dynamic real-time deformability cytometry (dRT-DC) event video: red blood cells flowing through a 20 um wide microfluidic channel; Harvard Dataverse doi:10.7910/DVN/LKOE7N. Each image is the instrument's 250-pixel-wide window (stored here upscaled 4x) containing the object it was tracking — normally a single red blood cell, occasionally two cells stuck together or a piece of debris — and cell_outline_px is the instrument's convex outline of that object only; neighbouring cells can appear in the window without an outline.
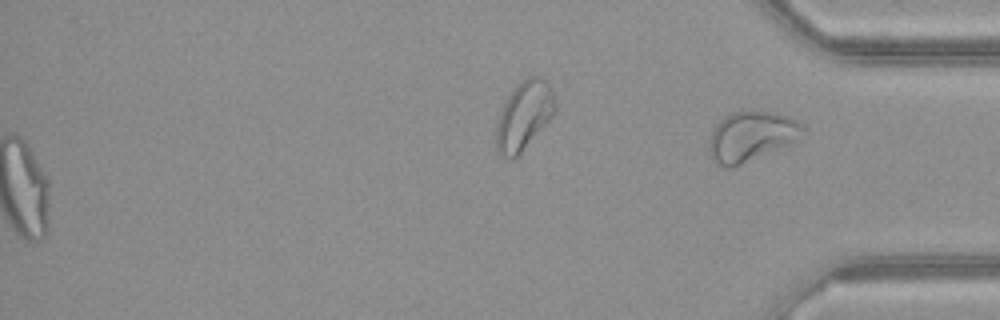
{"species": "common noctule bat (a hibernating species)", "species_latin": "Nyctalus noctula", "temperature_condition": "warm", "stored_images_in_passage": 40, "segment_of_instrument_passage": [2, 2], "camera_frame_rate_fps": 3000, "um_per_image_px": 0.085, "animal": {"sex": "female", "body_mass_g": 21.9}, "frame": {"image": 1, "passage_image": 40, "time_ms": 13.0, "image_size_px": [1000, 320], "cell_outline_px": [[808, 132], [788, 144], [740, 164], [728, 168], [716, 164], [712, 160], [708, 152], [712, 132], [716, 124], [724, 116], [740, 108], [768, 112], [788, 116], [796, 120], [808, 128]], "centroid_in_image_um": [63.85, 11.54], "position_along_channel_um": 371.3, "area_um2": 27.34}}